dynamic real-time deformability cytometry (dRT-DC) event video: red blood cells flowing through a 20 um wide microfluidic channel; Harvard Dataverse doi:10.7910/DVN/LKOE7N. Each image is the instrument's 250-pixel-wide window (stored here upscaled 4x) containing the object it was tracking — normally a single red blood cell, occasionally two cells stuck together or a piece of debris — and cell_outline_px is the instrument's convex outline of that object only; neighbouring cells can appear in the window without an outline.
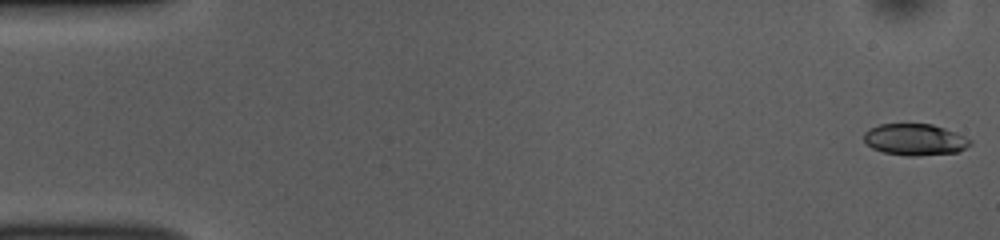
{"species": "common noctule bat (a hibernating species)", "species_latin": "Nyctalus noctula", "temperature_condition": "room temperature", "stored_images_in_passage": 52, "camera_frame_rate_fps": 3000, "um_per_image_px": 0.085, "animal": {"sex": "female", "body_mass_g": 10.0, "forearm_length_mm": 53.1}, "frame": {"image": 1, "passage_image": 1, "time_ms": 0.0, "image_size_px": [1000, 240], "cell_outline_px": [[972, 144], [956, 152], [916, 156], [908, 156], [884, 152], [872, 148], [864, 140], [864, 132], [868, 128], [880, 124], [932, 124], [944, 128], [964, 136], [972, 140]], "centroid_in_image_um": [77.75, 11.86], "position_along_channel_um": 7.2, "area_um2": 19.42}}
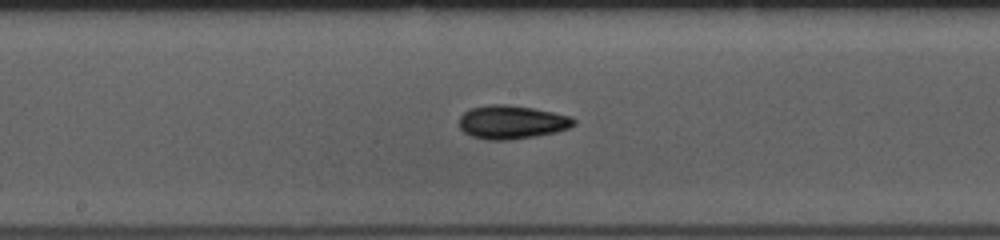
{"frame": {"image": 2, "passage_image": 27, "time_ms": 8.667, "image_size_px": [1000, 240], "cell_outline_px": [[576, 124], [568, 128], [556, 132], [532, 136], [504, 140], [488, 140], [472, 136], [464, 132], [460, 128], [460, 116], [464, 112], [472, 108], [492, 104], [504, 104], [532, 108], [572, 116], [576, 120]], "centroid_in_image_um": [43.51, 10.38], "position_along_channel_um": 204.7, "area_um2": 22.14}}
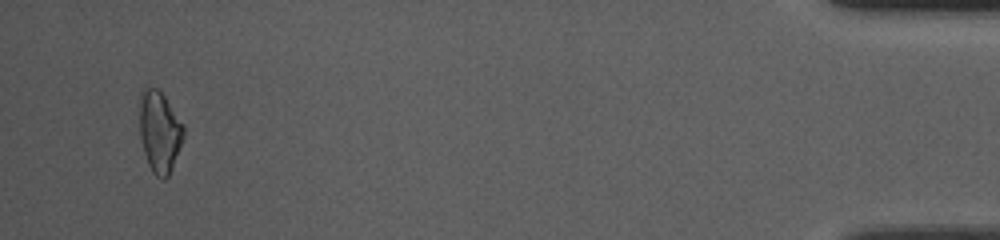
{"frame": {"image": 3, "passage_image": 50, "time_ms": 16.333, "image_size_px": [1000, 240], "cell_outline_px": [[184, 136], [172, 168], [168, 176], [164, 180], [160, 180], [152, 172], [148, 164], [140, 140], [140, 88], [156, 88], [164, 96], [184, 124]], "centroid_in_image_um": [13.56, 11.21], "position_along_channel_um": 421.6, "area_um2": 20.92}, "authors_computed_cell_mechanics": {"area_um2": 20.3456, "velocity_mm_per_s": 3.8543, "shape_relaxation_time_tau1_ms": 3.9049, "shape_relaxation_time_tau2_ms": 7.0144, "deformation_change_tau1": 0.1284, "deformation_change_tau2": 0.1507}}